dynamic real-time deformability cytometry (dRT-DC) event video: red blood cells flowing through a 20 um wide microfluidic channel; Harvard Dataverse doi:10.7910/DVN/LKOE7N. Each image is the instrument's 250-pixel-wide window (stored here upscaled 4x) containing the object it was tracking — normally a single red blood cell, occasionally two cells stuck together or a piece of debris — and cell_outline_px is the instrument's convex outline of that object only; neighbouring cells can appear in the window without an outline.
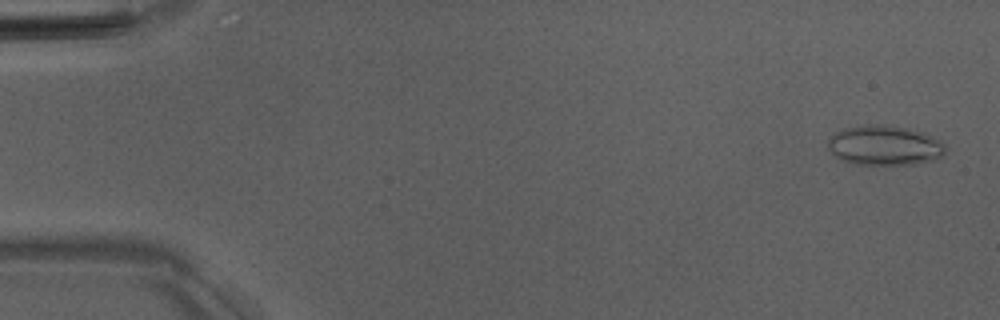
{"species": "Egyptian fruit bat (a non-hibernating species)", "species_latin": "Rousettus aegyptiacus", "temperature_condition": "room temperature", "stored_images_in_passage": 51, "camera_frame_rate_fps": 3000, "um_per_image_px": 0.085, "animal": {"sex": "male"}, "frame": {"image": 1, "passage_image": 2, "time_ms": 0.333, "image_size_px": [1000, 320], "cell_outline_px": [[944, 156], [936, 160], [916, 164], [860, 164], [844, 160], [836, 156], [828, 148], [828, 140], [836, 132], [844, 128], [864, 124], [872, 124], [904, 128], [924, 132], [940, 140], [944, 144]], "centroid_in_image_um": [75.22, 12.36], "position_along_channel_um": 9.8, "area_um2": 27.05}}
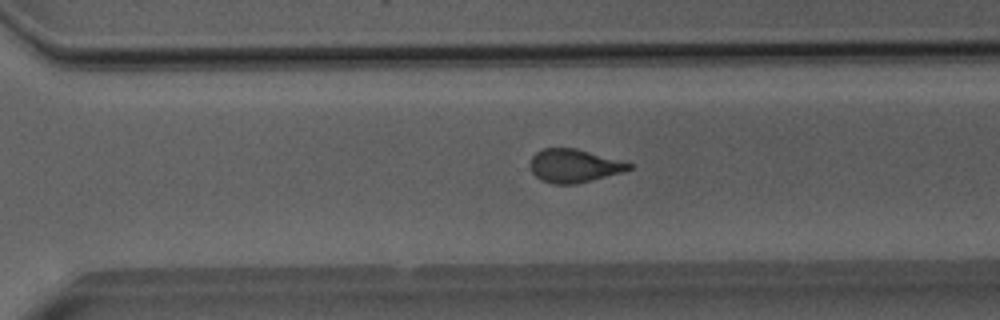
{"frame": {"image": 2, "passage_image": 36, "time_ms": 11.667, "image_size_px": [1000, 320], "cell_outline_px": [[632, 168], [620, 172], [576, 184], [556, 184], [540, 180], [532, 172], [528, 164], [532, 156], [536, 152], [544, 148], [576, 148], [632, 164]], "centroid_in_image_um": [48.71, 14.09], "position_along_channel_um": 321.9, "area_um2": 18.9}}
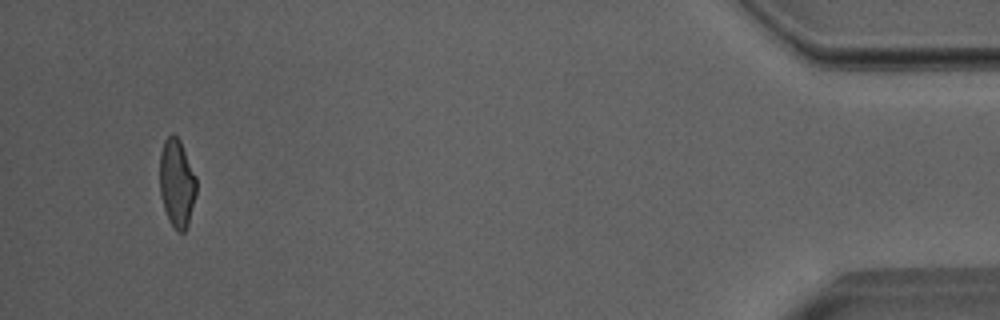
{"frame": {"image": 3, "passage_image": 49, "time_ms": 16.0, "image_size_px": [1000, 320], "cell_outline_px": [[196, 192], [188, 224], [184, 232], [176, 232], [168, 220], [160, 196], [160, 152], [164, 140], [172, 132], [180, 140], [196, 176]], "centroid_in_image_um": [15.02, 15.56], "position_along_channel_um": 420.2, "area_um2": 18.9}, "authors_computed_cell_mechanics": {"area_um2": 20.23, "velocity_mm_per_s": 4.0281, "shape_relaxation_time_tau1_ms": null, "shape_relaxation_time_tau2_ms": 1.4494, "deformation_change_tau1": null, "deformation_change_tau2": 0.0866}}